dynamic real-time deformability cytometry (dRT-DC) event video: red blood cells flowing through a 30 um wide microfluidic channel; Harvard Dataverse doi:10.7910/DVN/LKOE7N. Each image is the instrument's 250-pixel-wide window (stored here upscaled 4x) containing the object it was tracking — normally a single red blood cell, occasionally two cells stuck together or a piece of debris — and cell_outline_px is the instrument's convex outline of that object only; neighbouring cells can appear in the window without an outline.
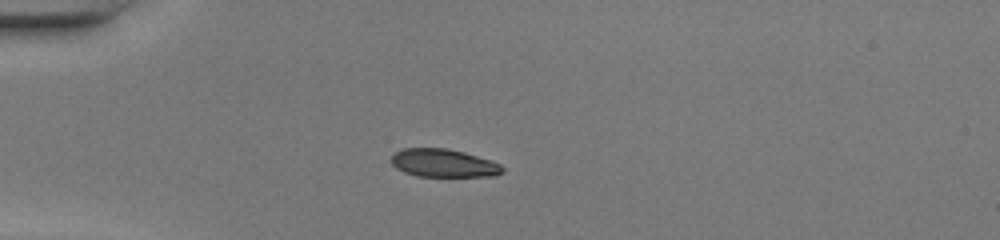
{"species": "common noctule bat (a hibernating species)", "species_latin": "Nyctalus noctula", "temperature_condition": "warm", "stored_images_in_passage": 36, "camera_frame_rate_fps": 3000, "um_per_image_px": 0.085, "animal": {"sex": "female", "body_mass_g": 20.0, "forearm_length_mm": 54.0}, "frame": {"image": 1, "passage_image": 1, "time_ms": 0.0, "image_size_px": [1000, 240], "cell_outline_px": [[504, 172], [496, 176], [416, 176], [404, 172], [396, 168], [392, 164], [392, 156], [396, 152], [404, 148], [448, 148], [464, 152], [492, 160], [500, 164], [504, 168]], "centroid_in_image_um": [37.74, 13.86], "position_along_channel_um": 47.3, "area_um2": 18.26}}
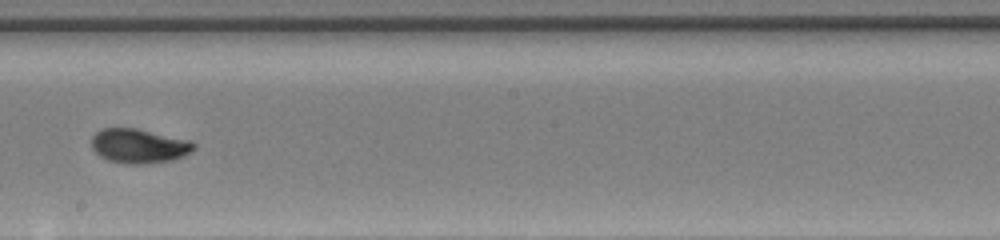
{"frame": {"image": 2, "passage_image": 16, "time_ms": 5.0, "image_size_px": [1000, 240], "cell_outline_px": [[196, 148], [192, 152], [184, 156], [172, 160], [144, 164], [128, 164], [108, 160], [100, 156], [92, 148], [92, 136], [96, 132], [104, 128], [136, 128], [192, 140], [196, 144]], "centroid_in_image_um": [11.86, 12.4], "position_along_channel_um": 236.3, "area_um2": 20.69}}
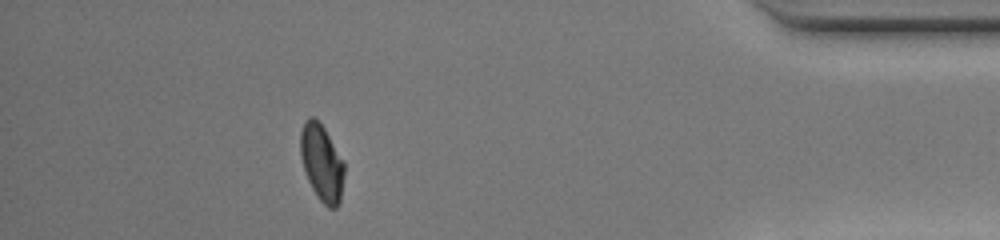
{"frame": {"image": 3, "passage_image": 31, "time_ms": 10.0, "image_size_px": [1000, 240], "cell_outline_px": [[344, 176], [340, 200], [336, 208], [328, 208], [316, 196], [308, 180], [300, 156], [300, 132], [304, 120], [308, 116], [312, 116], [324, 128], [344, 160]], "centroid_in_image_um": [27.34, 13.82], "position_along_channel_um": 407.9, "area_um2": 19.65}, "authors_computed_cell_mechanics": {"area_um2": 19.9121, "velocity_mm_per_s": 4.3046, "shape_relaxation_time_tau1_ms": 3.966, "shape_relaxation_time_tau2_ms": null, "deformation_change_tau1": 0.1927, "deformation_change_tau2": null}}